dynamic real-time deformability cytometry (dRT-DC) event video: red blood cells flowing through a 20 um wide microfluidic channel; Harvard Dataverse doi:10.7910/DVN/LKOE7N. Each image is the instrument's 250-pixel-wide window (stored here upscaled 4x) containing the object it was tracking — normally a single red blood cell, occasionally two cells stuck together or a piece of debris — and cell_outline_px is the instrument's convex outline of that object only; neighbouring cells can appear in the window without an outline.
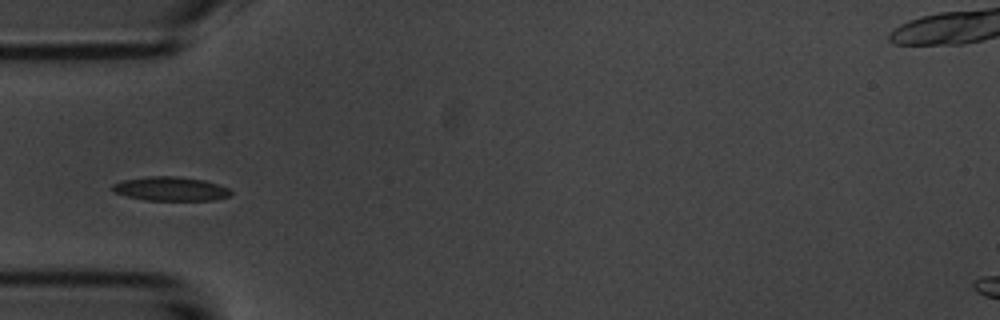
{"species": "common noctule bat (a hibernating species)", "species_latin": "Nyctalus noctula", "temperature_condition": "room temperature", "stored_images_in_passage": 5, "camera_frame_rate_fps": 3000, "um_per_image_px": 0.085, "animal": {"sex": "male", "body_mass_g": 20.1, "forearm_length_mm": 53.5}, "frame": {"image": 1, "passage_image": 5, "time_ms": 4.667, "image_size_px": [1000, 320], "cell_outline_px": [[232, 196], [212, 200], [144, 200], [112, 192], [112, 184], [124, 180], [148, 176], [176, 176], [204, 180], [228, 188], [232, 192]], "centroid_in_image_um": [14.5, 16.05], "position_along_channel_um": 70.5, "area_um2": 16.53}}